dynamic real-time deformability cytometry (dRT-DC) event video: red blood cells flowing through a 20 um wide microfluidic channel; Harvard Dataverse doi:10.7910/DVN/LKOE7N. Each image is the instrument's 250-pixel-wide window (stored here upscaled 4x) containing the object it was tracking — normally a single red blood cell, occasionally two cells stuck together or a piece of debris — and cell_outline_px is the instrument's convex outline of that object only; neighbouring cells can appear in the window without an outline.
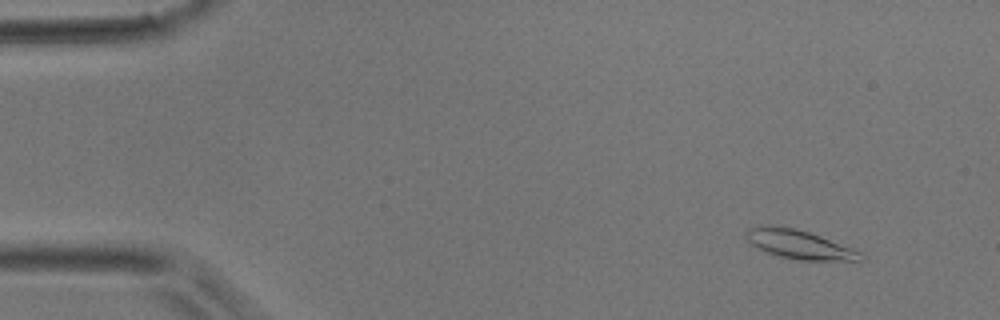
{"species": "common noctule bat (a hibernating species)", "species_latin": "Nyctalus noctula", "temperature_condition": "room temperature", "stored_images_in_passage": 44, "camera_frame_rate_fps": 3000, "um_per_image_px": 0.085, "animal": {"sex": "male", "body_mass_g": 17.9}, "frame": {"image": 1, "passage_image": 3, "time_ms": 0.667, "image_size_px": [1000, 320], "cell_outline_px": [[864, 260], [804, 260], [780, 256], [768, 252], [752, 244], [748, 240], [748, 228], [756, 224], [776, 224], [796, 228], [820, 236], [852, 248], [860, 252], [864, 256]], "centroid_in_image_um": [67.92, 20.74], "position_along_channel_um": 17.1, "area_um2": 19.07}}
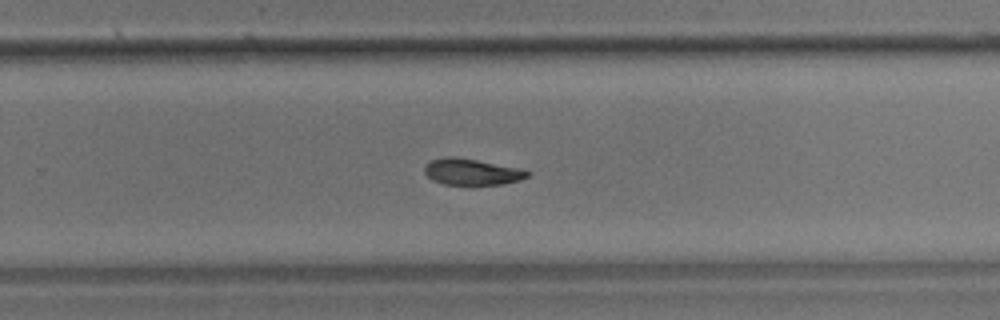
{"frame": {"image": 2, "passage_image": 28, "time_ms": 9.0, "image_size_px": [1000, 320], "cell_outline_px": [[532, 172], [528, 176], [520, 180], [504, 184], [472, 188], [444, 184], [432, 180], [424, 172], [424, 168], [432, 160], [444, 156], [452, 156], [524, 168]], "centroid_in_image_um": [40.16, 14.66], "position_along_channel_um": 289.6, "area_um2": 16.65}}
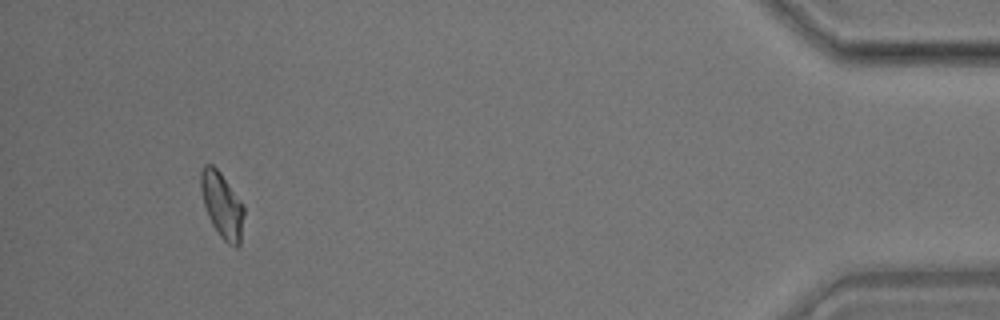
{"frame": {"image": 3, "passage_image": 41, "time_ms": 13.333, "image_size_px": [1000, 320], "cell_outline_px": [[244, 216], [240, 244], [236, 248], [228, 244], [220, 236], [212, 224], [208, 216], [204, 204], [200, 188], [200, 172], [204, 164], [212, 164], [220, 172], [244, 204]], "centroid_in_image_um": [18.88, 17.43], "position_along_channel_um": 416.3, "area_um2": 16.59}}